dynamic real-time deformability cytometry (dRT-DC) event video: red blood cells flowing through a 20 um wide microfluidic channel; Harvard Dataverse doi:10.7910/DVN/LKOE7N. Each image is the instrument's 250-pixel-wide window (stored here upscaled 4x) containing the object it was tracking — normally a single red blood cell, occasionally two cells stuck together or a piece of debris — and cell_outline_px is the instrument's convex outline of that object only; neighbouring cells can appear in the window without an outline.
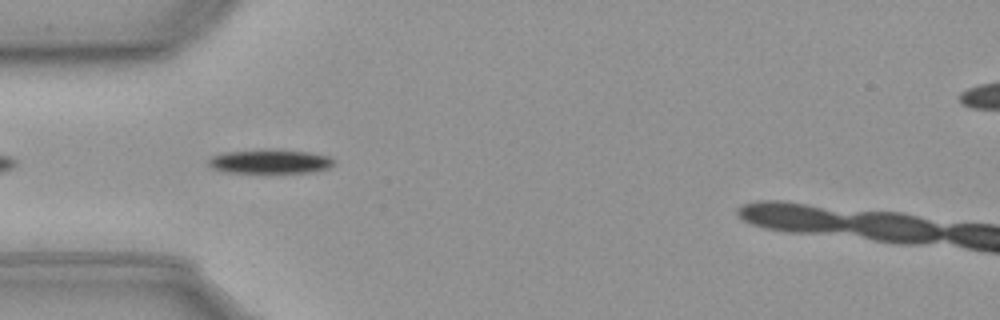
{"species": "common noctule bat (a hibernating species)", "species_latin": "Nyctalus noctula", "temperature_condition": "cold", "stored_images_in_passage": 14, "camera_frame_rate_fps": 3000, "um_per_image_px": 0.085, "animal": {"sex": "male", "body_mass_g": 23.1, "forearm_length_mm": 52.7}, "frame": {"image": 1, "passage_image": 3, "time_ms": 0.667, "image_size_px": [1000, 320], "cell_outline_px": [[336, 160], [328, 168], [312, 172], [228, 172], [212, 168], [208, 164], [208, 160], [212, 156], [224, 152], [264, 148], [272, 148], [308, 152], [328, 156]], "centroid_in_image_um": [22.94, 13.7], "position_along_channel_um": 62.1, "area_um2": 17.74}}